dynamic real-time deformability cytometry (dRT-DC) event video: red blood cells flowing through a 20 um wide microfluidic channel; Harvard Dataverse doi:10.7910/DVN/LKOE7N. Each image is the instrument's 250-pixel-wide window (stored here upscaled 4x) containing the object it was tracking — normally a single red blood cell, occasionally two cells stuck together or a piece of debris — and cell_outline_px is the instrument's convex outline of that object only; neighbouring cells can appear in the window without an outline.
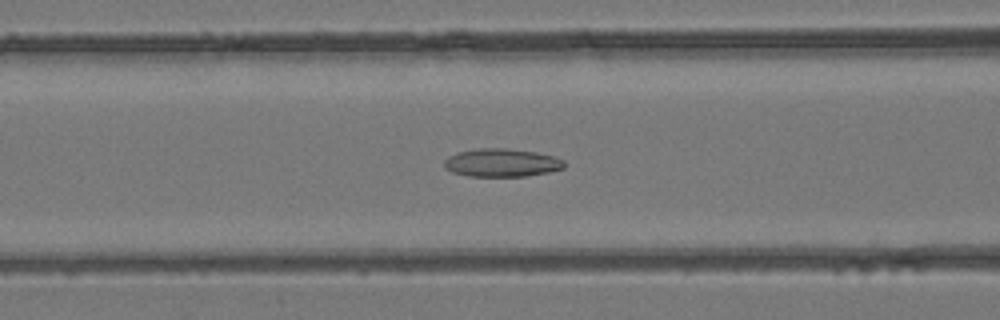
{"species": "common noctule bat (a hibernating species)", "species_latin": "Nyctalus noctula", "temperature_condition": "room temperature", "stored_images_in_passage": 43, "camera_frame_rate_fps": 3000, "um_per_image_px": 0.085, "animal": {"sex": "female", "body_mass_g": 24.6, "forearm_length_mm": 56.2}, "frame": {"image": 1, "passage_image": 21, "time_ms": 6.667, "image_size_px": [1000, 320], "cell_outline_px": [[564, 168], [548, 172], [524, 176], [468, 176], [452, 172], [444, 168], [444, 160], [448, 156], [456, 152], [476, 148], [504, 148], [536, 152], [556, 156], [564, 160]], "centroid_in_image_um": [42.62, 13.82], "position_along_channel_um": 124.0, "area_um2": 19.83}}
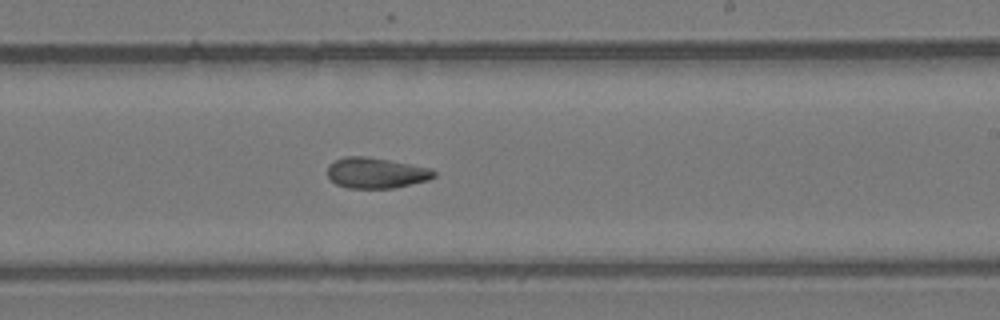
{"frame": {"image": 2, "passage_image": 30, "time_ms": 9.667, "image_size_px": [1000, 320], "cell_outline_px": [[436, 176], [428, 180], [392, 188], [348, 188], [336, 184], [328, 176], [328, 164], [344, 156], [368, 156], [432, 168], [436, 172]], "centroid_in_image_um": [31.97, 14.69], "position_along_channel_um": 257.0, "area_um2": 19.07}}
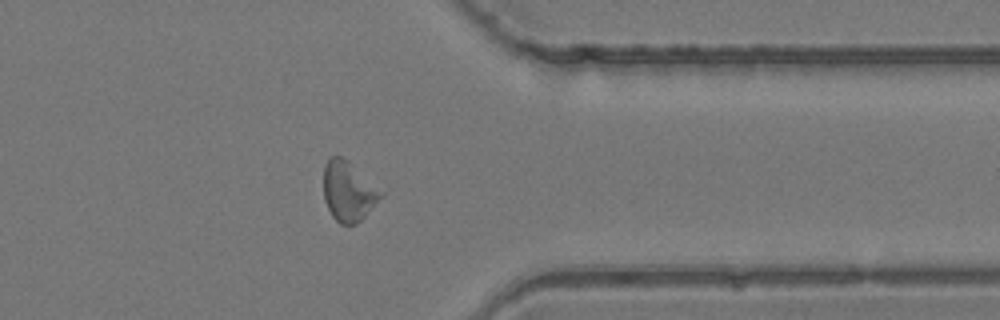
{"frame": {"image": 3, "passage_image": 39, "time_ms": 12.667, "image_size_px": [1000, 320], "cell_outline_px": [[384, 192], [364, 216], [356, 224], [340, 224], [332, 216], [324, 200], [324, 164], [332, 156], [340, 156]], "centroid_in_image_um": [29.57, 16.28], "position_along_channel_um": 381.8, "area_um2": 19.25}}